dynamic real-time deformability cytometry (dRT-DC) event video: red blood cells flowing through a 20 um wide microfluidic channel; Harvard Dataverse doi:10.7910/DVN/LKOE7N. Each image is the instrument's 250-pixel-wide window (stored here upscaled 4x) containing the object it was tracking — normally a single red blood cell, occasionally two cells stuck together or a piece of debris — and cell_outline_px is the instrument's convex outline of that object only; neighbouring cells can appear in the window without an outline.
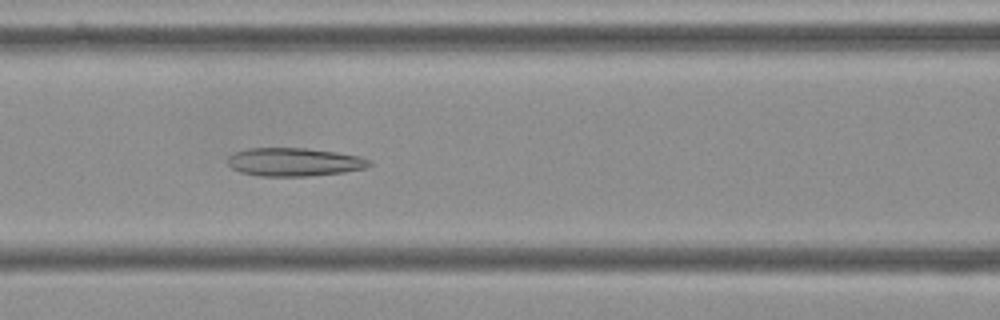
{"species": "Egyptian fruit bat (a non-hibernating species)", "species_latin": "Rousettus aegyptiacus", "temperature_condition": "cold", "stored_images_in_passage": 52, "camera_frame_rate_fps": 3000, "um_per_image_px": 0.085, "frame": {"image": 1, "passage_image": 20, "time_ms": 6.333, "image_size_px": [1000, 320], "cell_outline_px": [[372, 164], [364, 168], [344, 172], [308, 176], [260, 176], [240, 172], [232, 168], [228, 164], [228, 156], [236, 152], [248, 148], [304, 148], [336, 152], [360, 156], [368, 160]], "centroid_in_image_um": [24.99, 13.77], "position_along_channel_um": 141.6, "area_um2": 23.24}}
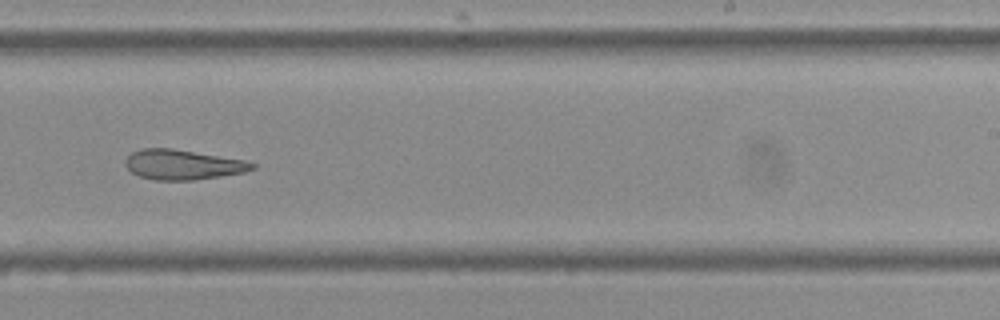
{"frame": {"image": 2, "passage_image": 31, "time_ms": 10.0, "image_size_px": [1000, 320], "cell_outline_px": [[256, 168], [244, 172], [220, 176], [192, 180], [156, 180], [140, 176], [132, 172], [124, 164], [124, 160], [132, 152], [140, 148], [172, 148], [244, 160], [256, 164]], "centroid_in_image_um": [15.51, 13.99], "position_along_channel_um": 273.5, "area_um2": 22.02}}
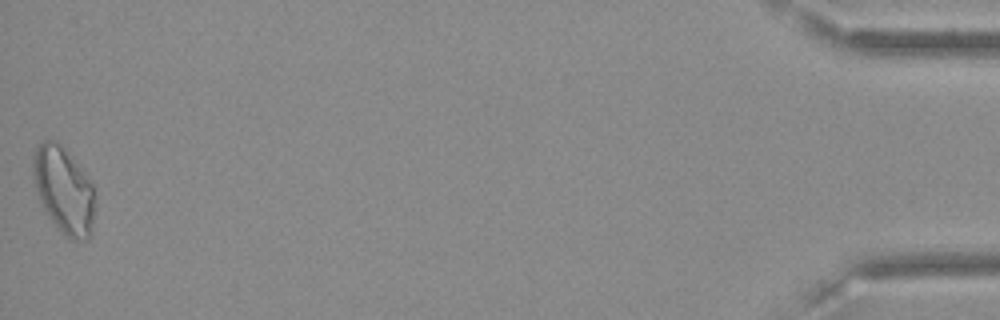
{"frame": {"image": 3, "passage_image": 52, "time_ms": 17.0, "image_size_px": [1000, 320], "cell_outline_px": [[96, 204], [92, 236], [88, 240], [72, 240], [64, 236], [52, 220], [44, 208], [40, 200], [36, 188], [32, 172], [32, 156], [36, 148], [44, 140], [56, 140], [64, 148], [88, 176], [92, 184], [96, 196]], "centroid_in_image_um": [5.47, 16.2], "position_along_channel_um": 429.7, "area_um2": 31.62}, "authors_computed_cell_mechanics": {"area_um2": 25.2297, "velocity_mm_per_s": 3.6008, "shape_relaxation_time_tau1_ms": null, "shape_relaxation_time_tau2_ms": 4.6322, "deformation_change_tau1": null, "deformation_change_tau2": 0.1362}}